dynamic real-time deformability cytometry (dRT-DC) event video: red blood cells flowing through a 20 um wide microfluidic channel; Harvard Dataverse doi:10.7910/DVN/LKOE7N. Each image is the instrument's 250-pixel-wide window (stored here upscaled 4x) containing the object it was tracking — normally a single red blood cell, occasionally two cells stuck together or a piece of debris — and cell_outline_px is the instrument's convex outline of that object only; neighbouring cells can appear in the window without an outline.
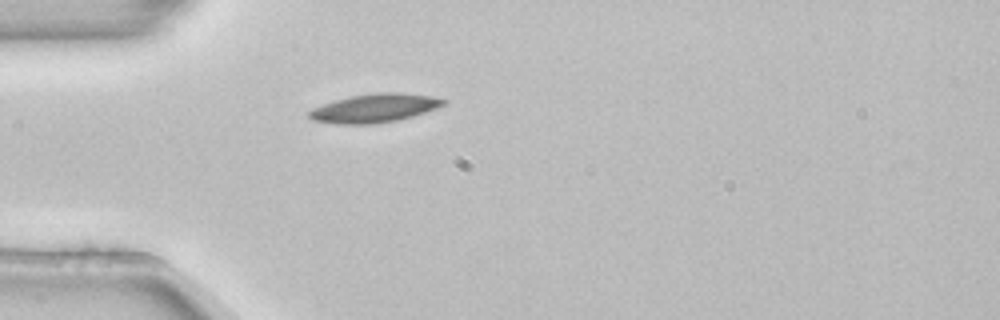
{"species": "common noctule bat (a hibernating species)", "species_latin": "Nyctalus noctula", "temperature_condition": "room temperature", "stored_images_in_passage": 1, "camera_frame_rate_fps": 3000, "um_per_image_px": 0.085, "animal": {"sex": "female", "body_mass_g": 22.7, "forearm_length_mm": 54.2}, "frame": {"image": 1, "passage_image": 1, "time_ms": 0.0, "image_size_px": [1000, 320], "cell_outline_px": [[448, 100], [444, 104], [424, 112], [412, 116], [396, 120], [372, 124], [336, 124], [312, 120], [308, 116], [308, 112], [312, 108], [336, 100], [352, 96], [376, 92], [400, 92], [428, 96]], "centroid_in_image_um": [31.79, 9.19], "position_along_channel_um": 53.2, "area_um2": 22.08}}